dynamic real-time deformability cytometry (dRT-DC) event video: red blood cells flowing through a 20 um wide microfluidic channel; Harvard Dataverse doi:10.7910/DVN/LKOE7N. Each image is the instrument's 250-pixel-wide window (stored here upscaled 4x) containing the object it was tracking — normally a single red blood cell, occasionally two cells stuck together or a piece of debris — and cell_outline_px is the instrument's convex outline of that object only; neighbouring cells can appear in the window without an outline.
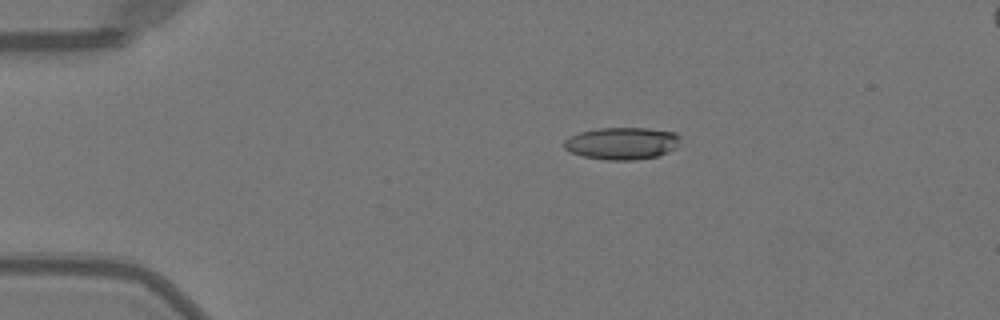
{"species": "Egyptian fruit bat (a non-hibernating species)", "species_latin": "Rousettus aegyptiacus", "temperature_condition": "warm", "stored_images_in_passage": 42, "camera_frame_rate_fps": 3000, "um_per_image_px": 0.085, "animal": {"sex": "female"}, "frame": {"image": 1, "passage_image": 1, "time_ms": 0.0, "image_size_px": [1000, 320], "cell_outline_px": [[680, 136], [676, 148], [668, 152], [656, 156], [632, 160], [608, 160], [584, 156], [572, 152], [564, 148], [564, 140], [580, 132], [600, 128], [648, 128], [676, 132]], "centroid_in_image_um": [52.9, 12.18], "position_along_channel_um": 32.1, "area_um2": 21.62}}
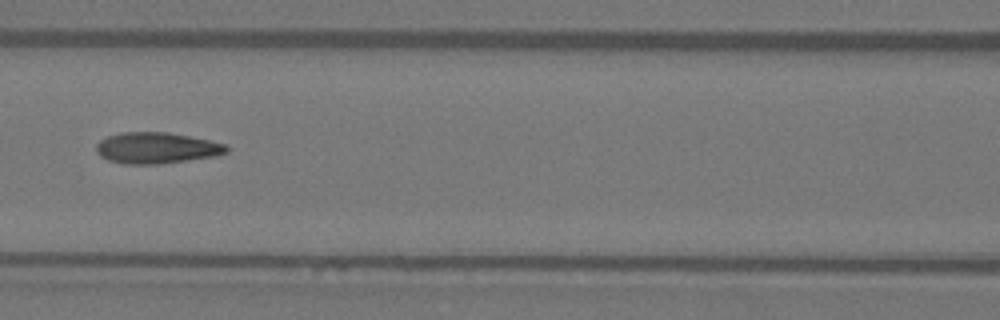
{"frame": {"image": 2, "passage_image": 14, "time_ms": 4.333, "image_size_px": [1000, 320], "cell_outline_px": [[228, 152], [216, 156], [160, 164], [124, 164], [108, 160], [100, 156], [96, 152], [96, 144], [100, 140], [108, 136], [120, 132], [168, 132], [228, 144]], "centroid_in_image_um": [13.3, 12.58], "position_along_channel_um": 153.3, "area_um2": 23.76}}
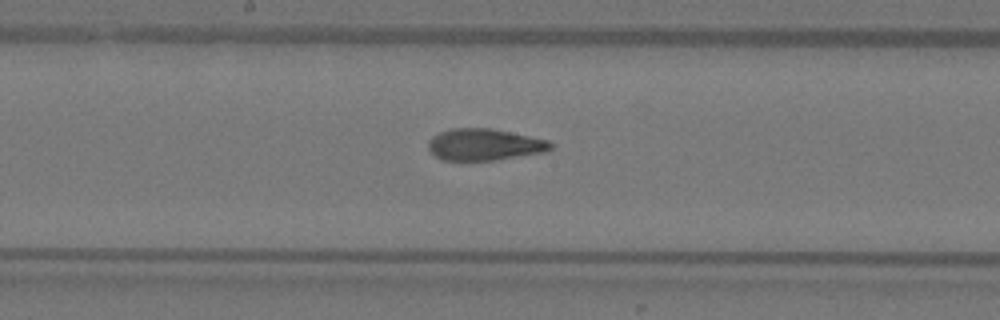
{"frame": {"image": 3, "passage_image": 18, "time_ms": 5.667, "image_size_px": [1000, 320], "cell_outline_px": [[552, 148], [548, 152], [496, 160], [444, 160], [436, 156], [428, 148], [428, 140], [432, 136], [440, 132], [452, 128], [492, 128], [548, 140], [552, 144]], "centroid_in_image_um": [41.2, 12.29], "position_along_channel_um": 207.0, "area_um2": 22.66}, "authors_computed_cell_mechanics": {"area_um2": 22.8888, "velocity_mm_per_s": 4.0358, "shape_relaxation_time_tau1_ms": 7.0182, "shape_relaxation_time_tau2_ms": 1.7498, "deformation_change_tau1": 0.2553, "deformation_change_tau2": 0.0786}}